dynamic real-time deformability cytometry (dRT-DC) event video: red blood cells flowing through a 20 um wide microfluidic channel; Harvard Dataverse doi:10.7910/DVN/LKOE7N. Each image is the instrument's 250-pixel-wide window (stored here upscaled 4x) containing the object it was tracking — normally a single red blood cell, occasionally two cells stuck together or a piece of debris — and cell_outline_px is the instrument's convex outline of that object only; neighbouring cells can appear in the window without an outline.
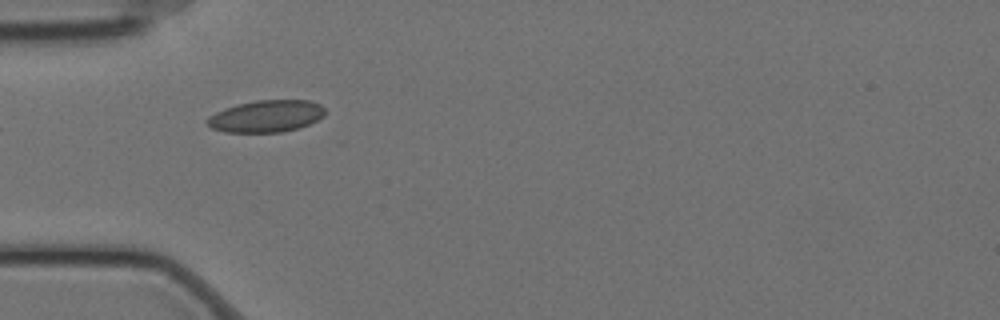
{"species": "Egyptian fruit bat (a non-hibernating species)", "species_latin": "Rousettus aegyptiacus", "temperature_condition": "cold", "stored_images_in_passage": 4, "camera_frame_rate_fps": 3000, "um_per_image_px": 0.085, "animal": {"sex": "female"}, "frame": {"image": 1, "passage_image": 1, "time_ms": 0.0, "image_size_px": [1000, 320], "cell_outline_px": [[324, 116], [300, 128], [280, 132], [224, 132], [212, 128], [204, 120], [208, 116], [224, 108], [236, 104], [256, 100], [308, 100], [320, 104], [324, 108]], "centroid_in_image_um": [22.6, 9.87], "position_along_channel_um": 62.4, "area_um2": 22.02}}